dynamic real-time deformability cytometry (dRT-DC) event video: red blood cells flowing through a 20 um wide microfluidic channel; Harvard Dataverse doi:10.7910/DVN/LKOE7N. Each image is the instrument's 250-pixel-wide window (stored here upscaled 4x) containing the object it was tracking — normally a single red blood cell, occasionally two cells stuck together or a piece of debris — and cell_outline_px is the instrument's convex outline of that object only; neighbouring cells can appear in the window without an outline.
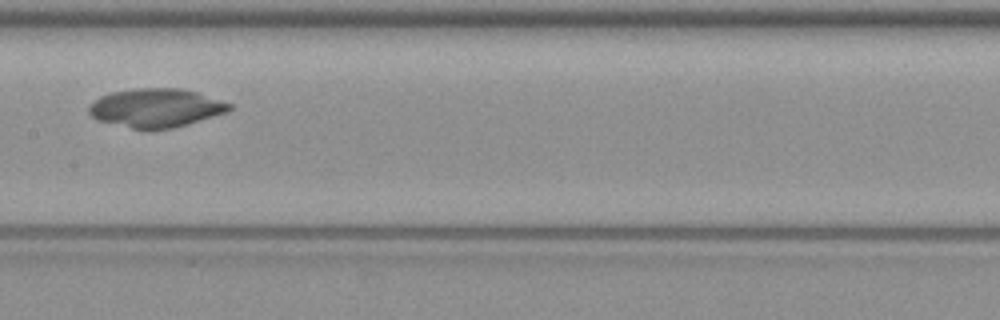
{"species": "common noctule bat (a hibernating species)", "species_latin": "Nyctalus noctula", "temperature_condition": "warm", "stored_images_in_passage": 41, "camera_frame_rate_fps": 3000, "um_per_image_px": 0.085, "animal": {"sex": "female", "body_mass_g": 19.3, "forearm_length_mm": 54.1}, "frame": {"image": 1, "passage_image": 14, "time_ms": 4.333, "image_size_px": [1000, 320], "cell_outline_px": [[232, 108], [228, 112], [188, 124], [172, 128], [132, 128], [96, 120], [88, 112], [88, 104], [92, 100], [100, 96], [112, 92], [140, 88], [180, 88], [196, 92], [232, 104]], "centroid_in_image_um": [13.23, 9.16], "position_along_channel_um": 194.2, "area_um2": 31.5}}
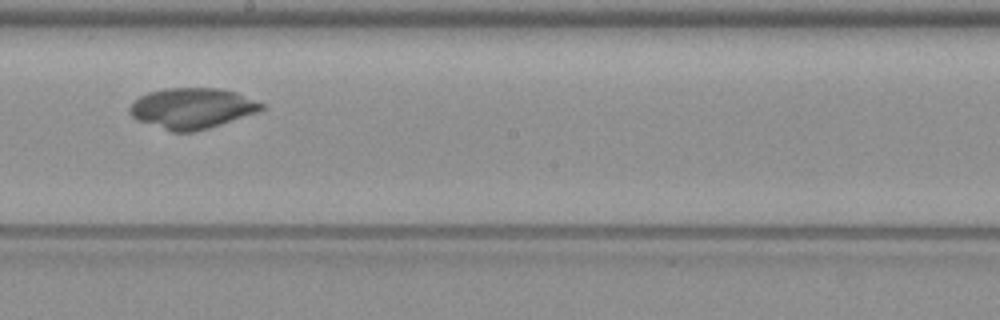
{"frame": {"image": 2, "passage_image": 17, "time_ms": 5.333, "image_size_px": [1000, 320], "cell_outline_px": [[268, 108], [208, 128], [192, 132], [172, 132], [136, 120], [128, 112], [128, 108], [140, 96], [148, 92], [164, 88], [220, 88], [236, 92], [268, 104]], "centroid_in_image_um": [16.34, 9.19], "position_along_channel_um": 231.9, "area_um2": 31.39}}
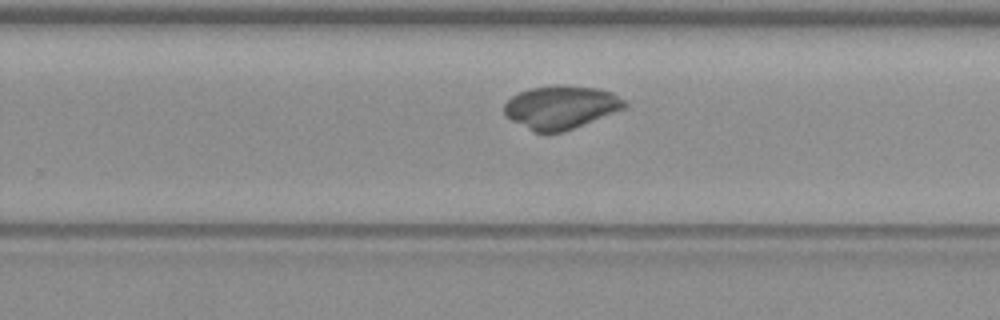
{"frame": {"image": 3, "passage_image": 21, "time_ms": 6.667, "image_size_px": [1000, 320], "cell_outline_px": [[628, 108], [564, 132], [532, 132], [504, 116], [504, 104], [512, 96], [520, 92], [532, 88], [568, 84], [596, 88], [612, 92], [624, 100], [628, 104]], "centroid_in_image_um": [47.7, 9.12], "position_along_channel_um": 282.1, "area_um2": 30.63}}